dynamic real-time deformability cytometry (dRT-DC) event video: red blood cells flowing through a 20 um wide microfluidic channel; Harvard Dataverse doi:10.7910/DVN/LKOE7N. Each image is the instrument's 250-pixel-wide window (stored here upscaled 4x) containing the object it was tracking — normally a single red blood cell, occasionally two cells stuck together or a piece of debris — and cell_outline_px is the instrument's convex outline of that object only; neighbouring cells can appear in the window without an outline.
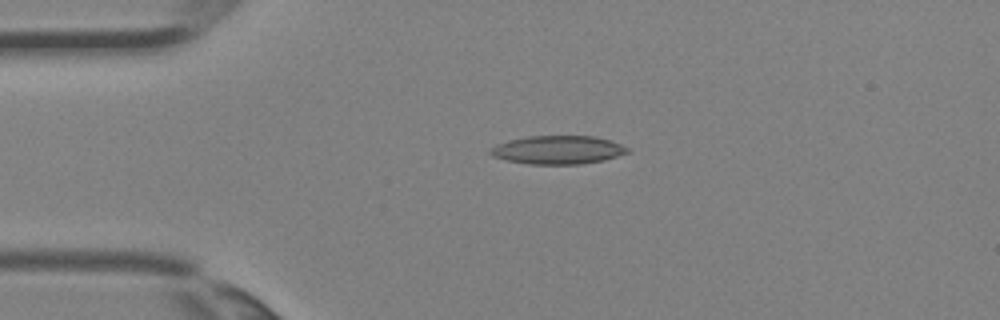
{"species": "Egyptian fruit bat (a non-hibernating species)", "species_latin": "Rousettus aegyptiacus", "temperature_condition": "room temperature", "stored_images_in_passage": 3, "camera_frame_rate_fps": 3000, "um_per_image_px": 0.085, "animal": {"sex": "female"}, "frame": {"image": 1, "passage_image": 3, "time_ms": 0.667, "image_size_px": [1000, 320], "cell_outline_px": [[628, 152], [604, 160], [580, 164], [528, 164], [508, 160], [492, 156], [488, 152], [488, 148], [496, 144], [508, 140], [528, 136], [596, 136], [612, 140], [628, 148]], "centroid_in_image_um": [47.38, 12.73], "position_along_channel_um": 37.6, "area_um2": 22.77}}